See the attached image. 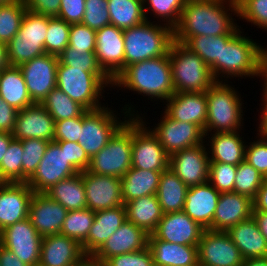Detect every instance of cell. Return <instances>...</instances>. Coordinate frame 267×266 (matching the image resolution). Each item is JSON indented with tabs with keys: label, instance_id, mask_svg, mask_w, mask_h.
Listing matches in <instances>:
<instances>
[{
	"label": "cell",
	"instance_id": "8992f818",
	"mask_svg": "<svg viewBox=\"0 0 267 266\" xmlns=\"http://www.w3.org/2000/svg\"><path fill=\"white\" fill-rule=\"evenodd\" d=\"M125 104L121 109L122 120L118 117L119 113H114L108 105L97 110L85 111L82 114V129L78 143L82 146L88 157L91 159L95 154L100 152L108 143L109 139L115 132L130 118L138 117L135 113V106ZM128 108V109H127Z\"/></svg>",
	"mask_w": 267,
	"mask_h": 266
},
{
	"label": "cell",
	"instance_id": "7402d4cb",
	"mask_svg": "<svg viewBox=\"0 0 267 266\" xmlns=\"http://www.w3.org/2000/svg\"><path fill=\"white\" fill-rule=\"evenodd\" d=\"M148 235L126 219L92 258L104 264L113 256L142 250L148 245Z\"/></svg>",
	"mask_w": 267,
	"mask_h": 266
},
{
	"label": "cell",
	"instance_id": "52a82bcc",
	"mask_svg": "<svg viewBox=\"0 0 267 266\" xmlns=\"http://www.w3.org/2000/svg\"><path fill=\"white\" fill-rule=\"evenodd\" d=\"M168 54L175 92H206L216 82L210 67L184 44L174 40Z\"/></svg>",
	"mask_w": 267,
	"mask_h": 266
},
{
	"label": "cell",
	"instance_id": "74e56055",
	"mask_svg": "<svg viewBox=\"0 0 267 266\" xmlns=\"http://www.w3.org/2000/svg\"><path fill=\"white\" fill-rule=\"evenodd\" d=\"M188 189L172 170L163 171L156 194L163 213L183 211Z\"/></svg>",
	"mask_w": 267,
	"mask_h": 266
},
{
	"label": "cell",
	"instance_id": "3957f363",
	"mask_svg": "<svg viewBox=\"0 0 267 266\" xmlns=\"http://www.w3.org/2000/svg\"><path fill=\"white\" fill-rule=\"evenodd\" d=\"M123 39L126 68L137 62L167 55L174 41V32L165 24L145 20L139 25L123 29Z\"/></svg>",
	"mask_w": 267,
	"mask_h": 266
},
{
	"label": "cell",
	"instance_id": "ac0fdd59",
	"mask_svg": "<svg viewBox=\"0 0 267 266\" xmlns=\"http://www.w3.org/2000/svg\"><path fill=\"white\" fill-rule=\"evenodd\" d=\"M124 48L123 29L110 24L96 30L97 62L112 80L125 69Z\"/></svg>",
	"mask_w": 267,
	"mask_h": 266
},
{
	"label": "cell",
	"instance_id": "7c38bea8",
	"mask_svg": "<svg viewBox=\"0 0 267 266\" xmlns=\"http://www.w3.org/2000/svg\"><path fill=\"white\" fill-rule=\"evenodd\" d=\"M77 173L79 172L67 161L65 148L51 141L36 171L26 183L34 193H44L52 185Z\"/></svg>",
	"mask_w": 267,
	"mask_h": 266
},
{
	"label": "cell",
	"instance_id": "89a4df30",
	"mask_svg": "<svg viewBox=\"0 0 267 266\" xmlns=\"http://www.w3.org/2000/svg\"><path fill=\"white\" fill-rule=\"evenodd\" d=\"M9 66L7 44L0 42V71Z\"/></svg>",
	"mask_w": 267,
	"mask_h": 266
},
{
	"label": "cell",
	"instance_id": "bcb514c9",
	"mask_svg": "<svg viewBox=\"0 0 267 266\" xmlns=\"http://www.w3.org/2000/svg\"><path fill=\"white\" fill-rule=\"evenodd\" d=\"M264 179L252 165L243 161L237 165L234 192L253 200Z\"/></svg>",
	"mask_w": 267,
	"mask_h": 266
},
{
	"label": "cell",
	"instance_id": "60d3db41",
	"mask_svg": "<svg viewBox=\"0 0 267 266\" xmlns=\"http://www.w3.org/2000/svg\"><path fill=\"white\" fill-rule=\"evenodd\" d=\"M95 219V212L88 209L68 211L60 234L76 240L82 245Z\"/></svg>",
	"mask_w": 267,
	"mask_h": 266
},
{
	"label": "cell",
	"instance_id": "484cf974",
	"mask_svg": "<svg viewBox=\"0 0 267 266\" xmlns=\"http://www.w3.org/2000/svg\"><path fill=\"white\" fill-rule=\"evenodd\" d=\"M87 256L81 245L62 234L44 236L41 242V266H76Z\"/></svg>",
	"mask_w": 267,
	"mask_h": 266
},
{
	"label": "cell",
	"instance_id": "753ad0ef",
	"mask_svg": "<svg viewBox=\"0 0 267 266\" xmlns=\"http://www.w3.org/2000/svg\"><path fill=\"white\" fill-rule=\"evenodd\" d=\"M17 0H0V5H6V4H9V3H13Z\"/></svg>",
	"mask_w": 267,
	"mask_h": 266
},
{
	"label": "cell",
	"instance_id": "d6a6232c",
	"mask_svg": "<svg viewBox=\"0 0 267 266\" xmlns=\"http://www.w3.org/2000/svg\"><path fill=\"white\" fill-rule=\"evenodd\" d=\"M162 172L131 167L121 178V190L124 205L136 198L156 195Z\"/></svg>",
	"mask_w": 267,
	"mask_h": 266
},
{
	"label": "cell",
	"instance_id": "f35d334b",
	"mask_svg": "<svg viewBox=\"0 0 267 266\" xmlns=\"http://www.w3.org/2000/svg\"><path fill=\"white\" fill-rule=\"evenodd\" d=\"M110 24L120 29L139 25L146 20L143 0H108Z\"/></svg>",
	"mask_w": 267,
	"mask_h": 266
},
{
	"label": "cell",
	"instance_id": "e575fe53",
	"mask_svg": "<svg viewBox=\"0 0 267 266\" xmlns=\"http://www.w3.org/2000/svg\"><path fill=\"white\" fill-rule=\"evenodd\" d=\"M0 96L18 111L34 104L18 66H9L0 71Z\"/></svg>",
	"mask_w": 267,
	"mask_h": 266
},
{
	"label": "cell",
	"instance_id": "ee69618b",
	"mask_svg": "<svg viewBox=\"0 0 267 266\" xmlns=\"http://www.w3.org/2000/svg\"><path fill=\"white\" fill-rule=\"evenodd\" d=\"M23 145L13 139L0 164V183H22Z\"/></svg>",
	"mask_w": 267,
	"mask_h": 266
},
{
	"label": "cell",
	"instance_id": "6da1fadb",
	"mask_svg": "<svg viewBox=\"0 0 267 266\" xmlns=\"http://www.w3.org/2000/svg\"><path fill=\"white\" fill-rule=\"evenodd\" d=\"M236 0H186L174 40L185 44L193 36L234 35L240 28Z\"/></svg>",
	"mask_w": 267,
	"mask_h": 266
},
{
	"label": "cell",
	"instance_id": "603a6c76",
	"mask_svg": "<svg viewBox=\"0 0 267 266\" xmlns=\"http://www.w3.org/2000/svg\"><path fill=\"white\" fill-rule=\"evenodd\" d=\"M68 210L45 193H34L30 204L28 218L37 232L42 236L60 234Z\"/></svg>",
	"mask_w": 267,
	"mask_h": 266
},
{
	"label": "cell",
	"instance_id": "2e32d148",
	"mask_svg": "<svg viewBox=\"0 0 267 266\" xmlns=\"http://www.w3.org/2000/svg\"><path fill=\"white\" fill-rule=\"evenodd\" d=\"M58 62V56L45 53L19 66L34 103H41L56 87Z\"/></svg>",
	"mask_w": 267,
	"mask_h": 266
},
{
	"label": "cell",
	"instance_id": "8fae6325",
	"mask_svg": "<svg viewBox=\"0 0 267 266\" xmlns=\"http://www.w3.org/2000/svg\"><path fill=\"white\" fill-rule=\"evenodd\" d=\"M140 115L132 117V167L163 172L169 168V155Z\"/></svg>",
	"mask_w": 267,
	"mask_h": 266
},
{
	"label": "cell",
	"instance_id": "9a60e30c",
	"mask_svg": "<svg viewBox=\"0 0 267 266\" xmlns=\"http://www.w3.org/2000/svg\"><path fill=\"white\" fill-rule=\"evenodd\" d=\"M199 266H242L239 248L224 231L204 230L197 245Z\"/></svg>",
	"mask_w": 267,
	"mask_h": 266
},
{
	"label": "cell",
	"instance_id": "4316f807",
	"mask_svg": "<svg viewBox=\"0 0 267 266\" xmlns=\"http://www.w3.org/2000/svg\"><path fill=\"white\" fill-rule=\"evenodd\" d=\"M220 193L209 183L189 187L183 211L205 230H212Z\"/></svg>",
	"mask_w": 267,
	"mask_h": 266
},
{
	"label": "cell",
	"instance_id": "6125c7cd",
	"mask_svg": "<svg viewBox=\"0 0 267 266\" xmlns=\"http://www.w3.org/2000/svg\"><path fill=\"white\" fill-rule=\"evenodd\" d=\"M253 210L267 212V178L264 179L253 199Z\"/></svg>",
	"mask_w": 267,
	"mask_h": 266
},
{
	"label": "cell",
	"instance_id": "4dcf8cb0",
	"mask_svg": "<svg viewBox=\"0 0 267 266\" xmlns=\"http://www.w3.org/2000/svg\"><path fill=\"white\" fill-rule=\"evenodd\" d=\"M154 266H199L197 246L169 243L148 235Z\"/></svg>",
	"mask_w": 267,
	"mask_h": 266
},
{
	"label": "cell",
	"instance_id": "30bf717a",
	"mask_svg": "<svg viewBox=\"0 0 267 266\" xmlns=\"http://www.w3.org/2000/svg\"><path fill=\"white\" fill-rule=\"evenodd\" d=\"M242 33L239 29L222 45L220 82H229L234 77H258L260 45Z\"/></svg>",
	"mask_w": 267,
	"mask_h": 266
},
{
	"label": "cell",
	"instance_id": "f6af8a7d",
	"mask_svg": "<svg viewBox=\"0 0 267 266\" xmlns=\"http://www.w3.org/2000/svg\"><path fill=\"white\" fill-rule=\"evenodd\" d=\"M71 25L61 18L48 17V29L45 39V52L59 56L69 43V32Z\"/></svg>",
	"mask_w": 267,
	"mask_h": 266
},
{
	"label": "cell",
	"instance_id": "91938a15",
	"mask_svg": "<svg viewBox=\"0 0 267 266\" xmlns=\"http://www.w3.org/2000/svg\"><path fill=\"white\" fill-rule=\"evenodd\" d=\"M28 11L36 14L58 17L61 0H23Z\"/></svg>",
	"mask_w": 267,
	"mask_h": 266
},
{
	"label": "cell",
	"instance_id": "1f68e13d",
	"mask_svg": "<svg viewBox=\"0 0 267 266\" xmlns=\"http://www.w3.org/2000/svg\"><path fill=\"white\" fill-rule=\"evenodd\" d=\"M226 233L239 248L242 258L267 257V241L253 217L230 227Z\"/></svg>",
	"mask_w": 267,
	"mask_h": 266
},
{
	"label": "cell",
	"instance_id": "d590c367",
	"mask_svg": "<svg viewBox=\"0 0 267 266\" xmlns=\"http://www.w3.org/2000/svg\"><path fill=\"white\" fill-rule=\"evenodd\" d=\"M232 36H193L184 45L210 67L213 77L220 82L222 45H225Z\"/></svg>",
	"mask_w": 267,
	"mask_h": 266
},
{
	"label": "cell",
	"instance_id": "7a4b0ae2",
	"mask_svg": "<svg viewBox=\"0 0 267 266\" xmlns=\"http://www.w3.org/2000/svg\"><path fill=\"white\" fill-rule=\"evenodd\" d=\"M113 87L119 90L128 89L143 97L147 96L148 100L150 98L151 101L163 100L164 103V100L175 93L169 54L127 66L113 80Z\"/></svg>",
	"mask_w": 267,
	"mask_h": 266
},
{
	"label": "cell",
	"instance_id": "7dc6e473",
	"mask_svg": "<svg viewBox=\"0 0 267 266\" xmlns=\"http://www.w3.org/2000/svg\"><path fill=\"white\" fill-rule=\"evenodd\" d=\"M20 141L23 145L22 183H26L36 171L50 141L42 139H23Z\"/></svg>",
	"mask_w": 267,
	"mask_h": 266
},
{
	"label": "cell",
	"instance_id": "d6986e66",
	"mask_svg": "<svg viewBox=\"0 0 267 266\" xmlns=\"http://www.w3.org/2000/svg\"><path fill=\"white\" fill-rule=\"evenodd\" d=\"M87 208L96 212L122 206L121 178L82 172Z\"/></svg>",
	"mask_w": 267,
	"mask_h": 266
},
{
	"label": "cell",
	"instance_id": "277c9868",
	"mask_svg": "<svg viewBox=\"0 0 267 266\" xmlns=\"http://www.w3.org/2000/svg\"><path fill=\"white\" fill-rule=\"evenodd\" d=\"M56 87L87 111L105 106L100 100L106 87L113 88V80L105 72H85L58 62Z\"/></svg>",
	"mask_w": 267,
	"mask_h": 266
},
{
	"label": "cell",
	"instance_id": "7bdbcfd3",
	"mask_svg": "<svg viewBox=\"0 0 267 266\" xmlns=\"http://www.w3.org/2000/svg\"><path fill=\"white\" fill-rule=\"evenodd\" d=\"M26 11L23 0L0 5V42L7 44L18 33Z\"/></svg>",
	"mask_w": 267,
	"mask_h": 266
},
{
	"label": "cell",
	"instance_id": "f5cc1de1",
	"mask_svg": "<svg viewBox=\"0 0 267 266\" xmlns=\"http://www.w3.org/2000/svg\"><path fill=\"white\" fill-rule=\"evenodd\" d=\"M63 65L82 69L85 72H104L97 62L95 53H82L72 50L69 46L58 56Z\"/></svg>",
	"mask_w": 267,
	"mask_h": 266
},
{
	"label": "cell",
	"instance_id": "5bb4252c",
	"mask_svg": "<svg viewBox=\"0 0 267 266\" xmlns=\"http://www.w3.org/2000/svg\"><path fill=\"white\" fill-rule=\"evenodd\" d=\"M42 238L29 218L0 231V245L13 252L28 266L39 264Z\"/></svg>",
	"mask_w": 267,
	"mask_h": 266
},
{
	"label": "cell",
	"instance_id": "ba28073f",
	"mask_svg": "<svg viewBox=\"0 0 267 266\" xmlns=\"http://www.w3.org/2000/svg\"><path fill=\"white\" fill-rule=\"evenodd\" d=\"M132 167V117L90 159L87 171L122 178Z\"/></svg>",
	"mask_w": 267,
	"mask_h": 266
},
{
	"label": "cell",
	"instance_id": "11a10c76",
	"mask_svg": "<svg viewBox=\"0 0 267 266\" xmlns=\"http://www.w3.org/2000/svg\"><path fill=\"white\" fill-rule=\"evenodd\" d=\"M105 266H154L152 252L148 245L139 251L124 253L109 258Z\"/></svg>",
	"mask_w": 267,
	"mask_h": 266
},
{
	"label": "cell",
	"instance_id": "8d00e7d4",
	"mask_svg": "<svg viewBox=\"0 0 267 266\" xmlns=\"http://www.w3.org/2000/svg\"><path fill=\"white\" fill-rule=\"evenodd\" d=\"M44 193L68 211L87 208L82 172L59 181Z\"/></svg>",
	"mask_w": 267,
	"mask_h": 266
},
{
	"label": "cell",
	"instance_id": "2644e50d",
	"mask_svg": "<svg viewBox=\"0 0 267 266\" xmlns=\"http://www.w3.org/2000/svg\"><path fill=\"white\" fill-rule=\"evenodd\" d=\"M242 266H267V257L245 259Z\"/></svg>",
	"mask_w": 267,
	"mask_h": 266
},
{
	"label": "cell",
	"instance_id": "4fadbf2b",
	"mask_svg": "<svg viewBox=\"0 0 267 266\" xmlns=\"http://www.w3.org/2000/svg\"><path fill=\"white\" fill-rule=\"evenodd\" d=\"M159 123L148 128L158 138L166 153L171 156L178 151L194 147L205 141L204 131L196 124L181 122L162 112Z\"/></svg>",
	"mask_w": 267,
	"mask_h": 266
},
{
	"label": "cell",
	"instance_id": "003e7915",
	"mask_svg": "<svg viewBox=\"0 0 267 266\" xmlns=\"http://www.w3.org/2000/svg\"><path fill=\"white\" fill-rule=\"evenodd\" d=\"M252 217L258 225L261 234L266 238L267 241V212L253 210Z\"/></svg>",
	"mask_w": 267,
	"mask_h": 266
},
{
	"label": "cell",
	"instance_id": "f546056e",
	"mask_svg": "<svg viewBox=\"0 0 267 266\" xmlns=\"http://www.w3.org/2000/svg\"><path fill=\"white\" fill-rule=\"evenodd\" d=\"M207 136V137H206ZM211 136V137H210ZM205 134L206 146L210 162H221L230 165H238L245 161L246 141L240 136V131L218 132ZM210 143V144H209ZM211 154V155H210Z\"/></svg>",
	"mask_w": 267,
	"mask_h": 266
},
{
	"label": "cell",
	"instance_id": "680465c9",
	"mask_svg": "<svg viewBox=\"0 0 267 266\" xmlns=\"http://www.w3.org/2000/svg\"><path fill=\"white\" fill-rule=\"evenodd\" d=\"M85 12V0H61L58 18L68 24L81 23Z\"/></svg>",
	"mask_w": 267,
	"mask_h": 266
},
{
	"label": "cell",
	"instance_id": "e0dca14e",
	"mask_svg": "<svg viewBox=\"0 0 267 266\" xmlns=\"http://www.w3.org/2000/svg\"><path fill=\"white\" fill-rule=\"evenodd\" d=\"M206 147L204 141L169 156V169L188 187L208 182L210 160Z\"/></svg>",
	"mask_w": 267,
	"mask_h": 266
},
{
	"label": "cell",
	"instance_id": "cb8c5ba5",
	"mask_svg": "<svg viewBox=\"0 0 267 266\" xmlns=\"http://www.w3.org/2000/svg\"><path fill=\"white\" fill-rule=\"evenodd\" d=\"M33 194L27 183H0V231L28 218Z\"/></svg>",
	"mask_w": 267,
	"mask_h": 266
},
{
	"label": "cell",
	"instance_id": "e7e4bbea",
	"mask_svg": "<svg viewBox=\"0 0 267 266\" xmlns=\"http://www.w3.org/2000/svg\"><path fill=\"white\" fill-rule=\"evenodd\" d=\"M260 45L259 50V64H258V76L257 78L262 77V89L263 91H267V47Z\"/></svg>",
	"mask_w": 267,
	"mask_h": 266
},
{
	"label": "cell",
	"instance_id": "9f6ffc18",
	"mask_svg": "<svg viewBox=\"0 0 267 266\" xmlns=\"http://www.w3.org/2000/svg\"><path fill=\"white\" fill-rule=\"evenodd\" d=\"M82 129V115L55 122L54 141L78 142Z\"/></svg>",
	"mask_w": 267,
	"mask_h": 266
},
{
	"label": "cell",
	"instance_id": "03108f58",
	"mask_svg": "<svg viewBox=\"0 0 267 266\" xmlns=\"http://www.w3.org/2000/svg\"><path fill=\"white\" fill-rule=\"evenodd\" d=\"M261 101L262 110L260 109V116H259V127L257 129V132H259V135L267 136V91H263L262 93Z\"/></svg>",
	"mask_w": 267,
	"mask_h": 266
},
{
	"label": "cell",
	"instance_id": "681fc988",
	"mask_svg": "<svg viewBox=\"0 0 267 266\" xmlns=\"http://www.w3.org/2000/svg\"><path fill=\"white\" fill-rule=\"evenodd\" d=\"M238 17L245 22L267 30V0H236Z\"/></svg>",
	"mask_w": 267,
	"mask_h": 266
},
{
	"label": "cell",
	"instance_id": "f1b7e54d",
	"mask_svg": "<svg viewBox=\"0 0 267 266\" xmlns=\"http://www.w3.org/2000/svg\"><path fill=\"white\" fill-rule=\"evenodd\" d=\"M126 219L125 205L96 211L93 225L81 245L85 255L92 257Z\"/></svg>",
	"mask_w": 267,
	"mask_h": 266
},
{
	"label": "cell",
	"instance_id": "94428289",
	"mask_svg": "<svg viewBox=\"0 0 267 266\" xmlns=\"http://www.w3.org/2000/svg\"><path fill=\"white\" fill-rule=\"evenodd\" d=\"M18 110L0 96V132L13 133Z\"/></svg>",
	"mask_w": 267,
	"mask_h": 266
},
{
	"label": "cell",
	"instance_id": "8c879c8a",
	"mask_svg": "<svg viewBox=\"0 0 267 266\" xmlns=\"http://www.w3.org/2000/svg\"><path fill=\"white\" fill-rule=\"evenodd\" d=\"M76 266H105L103 263L95 261L92 257H86L80 264Z\"/></svg>",
	"mask_w": 267,
	"mask_h": 266
},
{
	"label": "cell",
	"instance_id": "ffe728a7",
	"mask_svg": "<svg viewBox=\"0 0 267 266\" xmlns=\"http://www.w3.org/2000/svg\"><path fill=\"white\" fill-rule=\"evenodd\" d=\"M204 230L184 211H179L164 214L151 234L169 243L197 246Z\"/></svg>",
	"mask_w": 267,
	"mask_h": 266
},
{
	"label": "cell",
	"instance_id": "be15d7a7",
	"mask_svg": "<svg viewBox=\"0 0 267 266\" xmlns=\"http://www.w3.org/2000/svg\"><path fill=\"white\" fill-rule=\"evenodd\" d=\"M0 266H28L13 252L0 245Z\"/></svg>",
	"mask_w": 267,
	"mask_h": 266
},
{
	"label": "cell",
	"instance_id": "836d02e7",
	"mask_svg": "<svg viewBox=\"0 0 267 266\" xmlns=\"http://www.w3.org/2000/svg\"><path fill=\"white\" fill-rule=\"evenodd\" d=\"M127 220L151 234L159 224L164 213L157 195L133 199L125 204Z\"/></svg>",
	"mask_w": 267,
	"mask_h": 266
},
{
	"label": "cell",
	"instance_id": "db71d44e",
	"mask_svg": "<svg viewBox=\"0 0 267 266\" xmlns=\"http://www.w3.org/2000/svg\"><path fill=\"white\" fill-rule=\"evenodd\" d=\"M257 137V140L246 145L245 161L267 178V136L258 134Z\"/></svg>",
	"mask_w": 267,
	"mask_h": 266
},
{
	"label": "cell",
	"instance_id": "a7ac6f4b",
	"mask_svg": "<svg viewBox=\"0 0 267 266\" xmlns=\"http://www.w3.org/2000/svg\"><path fill=\"white\" fill-rule=\"evenodd\" d=\"M13 139L14 137L12 133L0 132V164L2 159H4V154Z\"/></svg>",
	"mask_w": 267,
	"mask_h": 266
},
{
	"label": "cell",
	"instance_id": "9c48e42d",
	"mask_svg": "<svg viewBox=\"0 0 267 266\" xmlns=\"http://www.w3.org/2000/svg\"><path fill=\"white\" fill-rule=\"evenodd\" d=\"M48 16L26 11L18 33L7 43L10 66H20L45 54Z\"/></svg>",
	"mask_w": 267,
	"mask_h": 266
},
{
	"label": "cell",
	"instance_id": "5b68a950",
	"mask_svg": "<svg viewBox=\"0 0 267 266\" xmlns=\"http://www.w3.org/2000/svg\"><path fill=\"white\" fill-rule=\"evenodd\" d=\"M229 82H215L207 90L205 134L241 131L244 103L241 94Z\"/></svg>",
	"mask_w": 267,
	"mask_h": 266
},
{
	"label": "cell",
	"instance_id": "816d5d0a",
	"mask_svg": "<svg viewBox=\"0 0 267 266\" xmlns=\"http://www.w3.org/2000/svg\"><path fill=\"white\" fill-rule=\"evenodd\" d=\"M68 46L72 50L82 51L83 54L95 53L96 30H93L82 23L71 24Z\"/></svg>",
	"mask_w": 267,
	"mask_h": 266
},
{
	"label": "cell",
	"instance_id": "c3c4849f",
	"mask_svg": "<svg viewBox=\"0 0 267 266\" xmlns=\"http://www.w3.org/2000/svg\"><path fill=\"white\" fill-rule=\"evenodd\" d=\"M237 166L221 162H210L208 182L219 192H234Z\"/></svg>",
	"mask_w": 267,
	"mask_h": 266
},
{
	"label": "cell",
	"instance_id": "83f0119b",
	"mask_svg": "<svg viewBox=\"0 0 267 266\" xmlns=\"http://www.w3.org/2000/svg\"><path fill=\"white\" fill-rule=\"evenodd\" d=\"M253 200L235 192L220 193L213 216L212 231L226 232L230 227L252 217Z\"/></svg>",
	"mask_w": 267,
	"mask_h": 266
},
{
	"label": "cell",
	"instance_id": "b9f144b4",
	"mask_svg": "<svg viewBox=\"0 0 267 266\" xmlns=\"http://www.w3.org/2000/svg\"><path fill=\"white\" fill-rule=\"evenodd\" d=\"M185 1L186 0H143L146 20L150 19L147 14L149 12L148 10H150L149 13L153 14L151 16H154V18H157L158 23L162 22V24L174 29L179 23Z\"/></svg>",
	"mask_w": 267,
	"mask_h": 266
},
{
	"label": "cell",
	"instance_id": "f907efd6",
	"mask_svg": "<svg viewBox=\"0 0 267 266\" xmlns=\"http://www.w3.org/2000/svg\"><path fill=\"white\" fill-rule=\"evenodd\" d=\"M108 0H85V12L82 24L93 30L110 25Z\"/></svg>",
	"mask_w": 267,
	"mask_h": 266
},
{
	"label": "cell",
	"instance_id": "d4e9b609",
	"mask_svg": "<svg viewBox=\"0 0 267 266\" xmlns=\"http://www.w3.org/2000/svg\"><path fill=\"white\" fill-rule=\"evenodd\" d=\"M164 112L172 119L198 125L203 131L207 119L206 92H175L164 101Z\"/></svg>",
	"mask_w": 267,
	"mask_h": 266
},
{
	"label": "cell",
	"instance_id": "44dd1931",
	"mask_svg": "<svg viewBox=\"0 0 267 266\" xmlns=\"http://www.w3.org/2000/svg\"><path fill=\"white\" fill-rule=\"evenodd\" d=\"M55 121L41 103L17 112L13 137L16 140L42 139L54 141Z\"/></svg>",
	"mask_w": 267,
	"mask_h": 266
},
{
	"label": "cell",
	"instance_id": "ab89813d",
	"mask_svg": "<svg viewBox=\"0 0 267 266\" xmlns=\"http://www.w3.org/2000/svg\"><path fill=\"white\" fill-rule=\"evenodd\" d=\"M41 104L55 122L81 116L86 111L58 87L51 90Z\"/></svg>",
	"mask_w": 267,
	"mask_h": 266
},
{
	"label": "cell",
	"instance_id": "6f0895ef",
	"mask_svg": "<svg viewBox=\"0 0 267 266\" xmlns=\"http://www.w3.org/2000/svg\"><path fill=\"white\" fill-rule=\"evenodd\" d=\"M61 148H65L67 161L78 171H86L90 164V158L78 142L54 141Z\"/></svg>",
	"mask_w": 267,
	"mask_h": 266
}]
</instances>
